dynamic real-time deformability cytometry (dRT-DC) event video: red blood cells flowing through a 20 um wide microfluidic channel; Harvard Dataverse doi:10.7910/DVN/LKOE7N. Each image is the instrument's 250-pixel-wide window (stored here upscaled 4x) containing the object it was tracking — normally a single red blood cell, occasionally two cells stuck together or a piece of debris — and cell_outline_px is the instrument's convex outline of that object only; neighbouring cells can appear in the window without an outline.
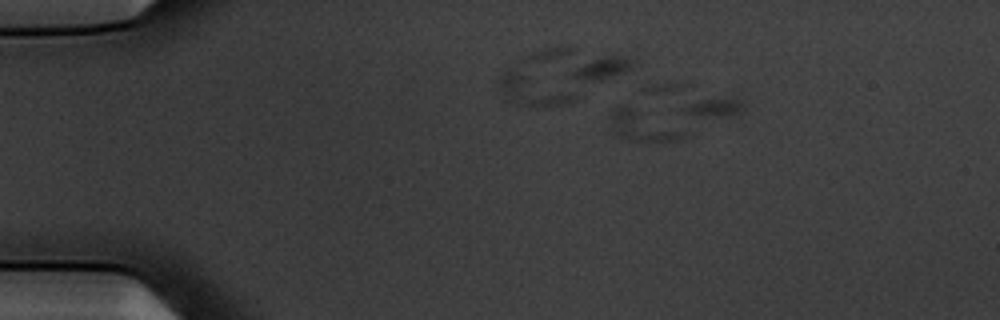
{"species": "common noctule bat (a hibernating species)", "species_latin": "Nyctalus noctula", "temperature_condition": "warm", "stored_images_in_passage": 3, "camera_frame_rate_fps": 3000, "um_per_image_px": 0.085, "animal": {"sex": "male", "body_mass_g": 20.1, "forearm_length_mm": 53.5}, "frame": {"image": 1, "passage_image": 1, "time_ms": 0.0, "image_size_px": [1000, 320], "cell_outline_px": [[688, 136], [676, 140], [660, 144], [636, 140], [620, 136], [616, 132], [608, 112], [624, 104], [628, 104], [684, 132]], "centroid_in_image_um": [54.63, 10.72], "position_along_channel_um": 30.4, "area_um2": 12.77}}